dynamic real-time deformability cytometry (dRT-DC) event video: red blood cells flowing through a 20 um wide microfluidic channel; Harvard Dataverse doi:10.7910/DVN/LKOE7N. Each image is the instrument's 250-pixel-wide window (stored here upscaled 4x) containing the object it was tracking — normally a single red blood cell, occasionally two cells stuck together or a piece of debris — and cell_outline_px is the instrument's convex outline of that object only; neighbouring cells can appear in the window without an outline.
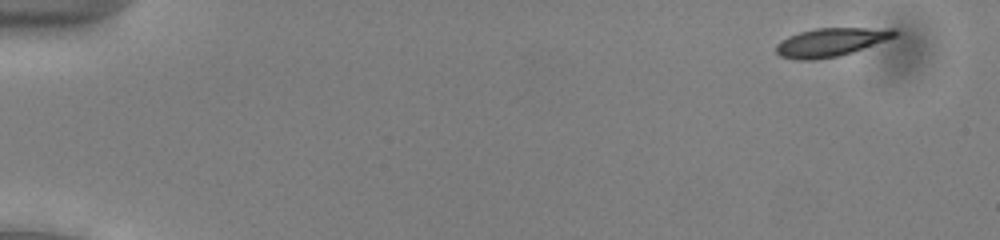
{"species": "common noctule bat (a hibernating species)", "species_latin": "Nyctalus noctula", "temperature_condition": "cold", "stored_images_in_passage": 51, "camera_frame_rate_fps": 3000, "um_per_image_px": 0.085, "animal": {"sex": "male", "body_mass_g": 13.0, "forearm_length_mm": 53.1}, "frame": {"image": 1, "passage_image": 1, "time_ms": 0.0, "image_size_px": [1000, 240], "cell_outline_px": [[896, 36], [852, 52], [840, 56], [816, 60], [796, 60], [780, 56], [776, 52], [776, 44], [788, 36], [800, 32], [816, 28], [892, 28], [896, 32]], "centroid_in_image_um": [70.57, 3.59], "position_along_channel_um": 14.4, "area_um2": 19.54}}
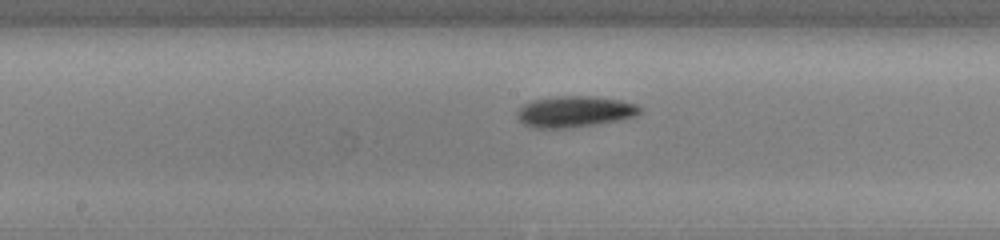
{"frame": {"image": 2, "passage_image": 26, "time_ms": 8.333, "image_size_px": [1000, 240], "cell_outline_px": [[644, 108], [636, 116], [596, 124], [564, 128], [532, 128], [524, 124], [516, 116], [516, 112], [524, 104], [532, 100], [556, 96], [588, 96], [620, 100], [636, 104]], "centroid_in_image_um": [48.83, 9.48], "position_along_channel_um": 199.4, "area_um2": 22.2}}
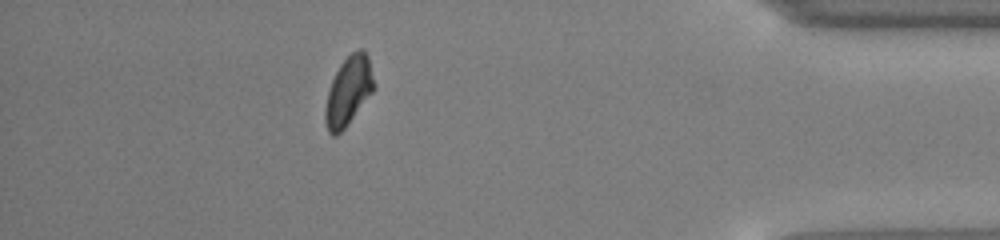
{"frame": {"image": 3, "passage_image": 45, "time_ms": 14.667, "image_size_px": [1000, 240], "cell_outline_px": [[372, 92], [344, 128], [336, 136], [332, 136], [328, 132], [324, 120], [324, 108], [328, 92], [332, 80], [340, 64], [352, 52], [360, 48], [364, 48], [368, 56], [372, 76]], "centroid_in_image_um": [29.57, 7.75], "position_along_channel_um": 405.6, "area_um2": 19.07}, "authors_computed_cell_mechanics": {"area_um2": 20.1722, "velocity_mm_per_s": 3.8954, "shape_relaxation_time_tau1_ms": 1.7345, "shape_relaxation_time_tau2_ms": null, "deformation_change_tau1": 0.1034, "deformation_change_tau2": null}}